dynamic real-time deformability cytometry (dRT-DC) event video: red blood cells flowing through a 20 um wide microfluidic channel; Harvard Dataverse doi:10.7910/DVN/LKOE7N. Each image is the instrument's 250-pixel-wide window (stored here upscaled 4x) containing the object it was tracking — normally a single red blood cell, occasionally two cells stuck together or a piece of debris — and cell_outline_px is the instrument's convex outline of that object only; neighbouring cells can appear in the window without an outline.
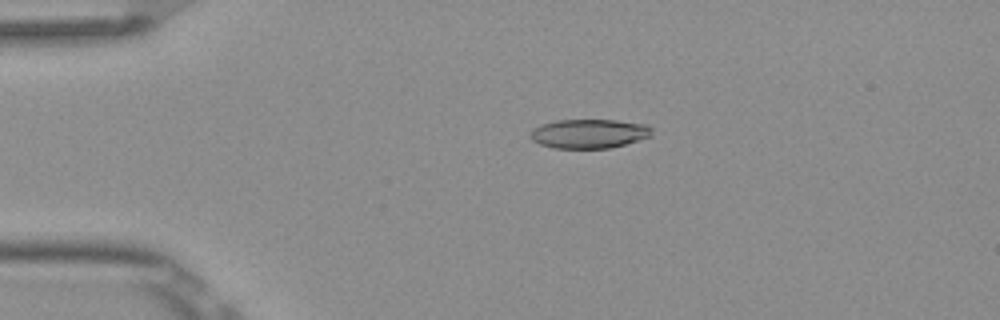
{"species": "Egyptian fruit bat (a non-hibernating species)", "species_latin": "Rousettus aegyptiacus", "temperature_condition": "room temperature", "stored_images_in_passage": 5, "camera_frame_rate_fps": 3000, "um_per_image_px": 0.085, "frame": {"image": 1, "passage_image": 4, "time_ms": 1.0, "image_size_px": [1000, 320], "cell_outline_px": [[652, 136], [624, 144], [608, 148], [552, 148], [540, 144], [532, 140], [528, 136], [532, 128], [540, 124], [556, 120], [616, 120], [648, 124], [652, 128]], "centroid_in_image_um": [50.04, 11.35], "position_along_channel_um": 35.0, "area_um2": 20.87}}